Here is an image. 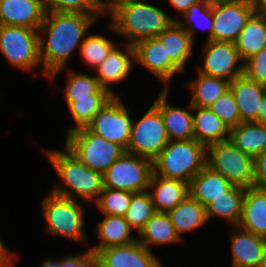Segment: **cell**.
I'll return each instance as SVG.
<instances>
[{
    "label": "cell",
    "instance_id": "cell-1",
    "mask_svg": "<svg viewBox=\"0 0 266 267\" xmlns=\"http://www.w3.org/2000/svg\"><path fill=\"white\" fill-rule=\"evenodd\" d=\"M101 14L61 13L46 10L43 23L38 29L39 56L42 70L54 83L69 58L77 48L80 50L91 26Z\"/></svg>",
    "mask_w": 266,
    "mask_h": 267
},
{
    "label": "cell",
    "instance_id": "cell-2",
    "mask_svg": "<svg viewBox=\"0 0 266 267\" xmlns=\"http://www.w3.org/2000/svg\"><path fill=\"white\" fill-rule=\"evenodd\" d=\"M64 148L43 150L60 180L50 191L86 204L95 203L103 190V175L84 165L66 146Z\"/></svg>",
    "mask_w": 266,
    "mask_h": 267
},
{
    "label": "cell",
    "instance_id": "cell-3",
    "mask_svg": "<svg viewBox=\"0 0 266 267\" xmlns=\"http://www.w3.org/2000/svg\"><path fill=\"white\" fill-rule=\"evenodd\" d=\"M172 21H177V18L148 0H134L119 6L109 15L107 30L134 45L143 39L156 38Z\"/></svg>",
    "mask_w": 266,
    "mask_h": 267
},
{
    "label": "cell",
    "instance_id": "cell-4",
    "mask_svg": "<svg viewBox=\"0 0 266 267\" xmlns=\"http://www.w3.org/2000/svg\"><path fill=\"white\" fill-rule=\"evenodd\" d=\"M207 165V147L195 139L172 140L153 160V173L190 184Z\"/></svg>",
    "mask_w": 266,
    "mask_h": 267
},
{
    "label": "cell",
    "instance_id": "cell-5",
    "mask_svg": "<svg viewBox=\"0 0 266 267\" xmlns=\"http://www.w3.org/2000/svg\"><path fill=\"white\" fill-rule=\"evenodd\" d=\"M40 203L45 218L46 234L62 236L88 246L84 219L86 210L83 202L48 191Z\"/></svg>",
    "mask_w": 266,
    "mask_h": 267
},
{
    "label": "cell",
    "instance_id": "cell-6",
    "mask_svg": "<svg viewBox=\"0 0 266 267\" xmlns=\"http://www.w3.org/2000/svg\"><path fill=\"white\" fill-rule=\"evenodd\" d=\"M64 146L84 165L102 175L126 152L123 146L105 140L91 132L87 127L67 134Z\"/></svg>",
    "mask_w": 266,
    "mask_h": 267
},
{
    "label": "cell",
    "instance_id": "cell-7",
    "mask_svg": "<svg viewBox=\"0 0 266 267\" xmlns=\"http://www.w3.org/2000/svg\"><path fill=\"white\" fill-rule=\"evenodd\" d=\"M0 53L8 63L23 71H33L41 66L38 30L11 25H0Z\"/></svg>",
    "mask_w": 266,
    "mask_h": 267
},
{
    "label": "cell",
    "instance_id": "cell-8",
    "mask_svg": "<svg viewBox=\"0 0 266 267\" xmlns=\"http://www.w3.org/2000/svg\"><path fill=\"white\" fill-rule=\"evenodd\" d=\"M207 166L232 185L243 188L255 186L253 157L243 153L231 140L207 147Z\"/></svg>",
    "mask_w": 266,
    "mask_h": 267
},
{
    "label": "cell",
    "instance_id": "cell-9",
    "mask_svg": "<svg viewBox=\"0 0 266 267\" xmlns=\"http://www.w3.org/2000/svg\"><path fill=\"white\" fill-rule=\"evenodd\" d=\"M153 161L125 152L103 174V187L129 192L148 190Z\"/></svg>",
    "mask_w": 266,
    "mask_h": 267
},
{
    "label": "cell",
    "instance_id": "cell-10",
    "mask_svg": "<svg viewBox=\"0 0 266 267\" xmlns=\"http://www.w3.org/2000/svg\"><path fill=\"white\" fill-rule=\"evenodd\" d=\"M169 142L159 109L152 104L137 121L133 120L126 152L153 161Z\"/></svg>",
    "mask_w": 266,
    "mask_h": 267
},
{
    "label": "cell",
    "instance_id": "cell-11",
    "mask_svg": "<svg viewBox=\"0 0 266 267\" xmlns=\"http://www.w3.org/2000/svg\"><path fill=\"white\" fill-rule=\"evenodd\" d=\"M120 96H112L94 116L87 128L94 134L127 149L133 117Z\"/></svg>",
    "mask_w": 266,
    "mask_h": 267
},
{
    "label": "cell",
    "instance_id": "cell-12",
    "mask_svg": "<svg viewBox=\"0 0 266 267\" xmlns=\"http://www.w3.org/2000/svg\"><path fill=\"white\" fill-rule=\"evenodd\" d=\"M256 10L257 0H212V40L234 43Z\"/></svg>",
    "mask_w": 266,
    "mask_h": 267
},
{
    "label": "cell",
    "instance_id": "cell-13",
    "mask_svg": "<svg viewBox=\"0 0 266 267\" xmlns=\"http://www.w3.org/2000/svg\"><path fill=\"white\" fill-rule=\"evenodd\" d=\"M203 65L197 66L196 71L208 76L232 82L244 74V62L233 42L205 41L201 49Z\"/></svg>",
    "mask_w": 266,
    "mask_h": 267
},
{
    "label": "cell",
    "instance_id": "cell-14",
    "mask_svg": "<svg viewBox=\"0 0 266 267\" xmlns=\"http://www.w3.org/2000/svg\"><path fill=\"white\" fill-rule=\"evenodd\" d=\"M135 64H140L163 83V89H171V81L182 73L166 58L164 46L157 38H147L133 45Z\"/></svg>",
    "mask_w": 266,
    "mask_h": 267
},
{
    "label": "cell",
    "instance_id": "cell-15",
    "mask_svg": "<svg viewBox=\"0 0 266 267\" xmlns=\"http://www.w3.org/2000/svg\"><path fill=\"white\" fill-rule=\"evenodd\" d=\"M94 258L101 267H164L152 250L138 241L100 249Z\"/></svg>",
    "mask_w": 266,
    "mask_h": 267
},
{
    "label": "cell",
    "instance_id": "cell-16",
    "mask_svg": "<svg viewBox=\"0 0 266 267\" xmlns=\"http://www.w3.org/2000/svg\"><path fill=\"white\" fill-rule=\"evenodd\" d=\"M123 44H120V46L116 44L108 57L95 70V73H97L95 77L98 79L99 85L111 96L121 97V95L116 94L112 85L121 84L125 81L133 70L132 67L135 63L133 45L126 42Z\"/></svg>",
    "mask_w": 266,
    "mask_h": 267
},
{
    "label": "cell",
    "instance_id": "cell-17",
    "mask_svg": "<svg viewBox=\"0 0 266 267\" xmlns=\"http://www.w3.org/2000/svg\"><path fill=\"white\" fill-rule=\"evenodd\" d=\"M170 89L161 88L153 103L160 111L169 141L194 139L193 106L187 108L169 104Z\"/></svg>",
    "mask_w": 266,
    "mask_h": 267
},
{
    "label": "cell",
    "instance_id": "cell-18",
    "mask_svg": "<svg viewBox=\"0 0 266 267\" xmlns=\"http://www.w3.org/2000/svg\"><path fill=\"white\" fill-rule=\"evenodd\" d=\"M229 233L230 267H259L266 250V238L232 226Z\"/></svg>",
    "mask_w": 266,
    "mask_h": 267
},
{
    "label": "cell",
    "instance_id": "cell-19",
    "mask_svg": "<svg viewBox=\"0 0 266 267\" xmlns=\"http://www.w3.org/2000/svg\"><path fill=\"white\" fill-rule=\"evenodd\" d=\"M45 13L44 0H0V25L38 30Z\"/></svg>",
    "mask_w": 266,
    "mask_h": 267
},
{
    "label": "cell",
    "instance_id": "cell-20",
    "mask_svg": "<svg viewBox=\"0 0 266 267\" xmlns=\"http://www.w3.org/2000/svg\"><path fill=\"white\" fill-rule=\"evenodd\" d=\"M156 38L164 46L166 58L183 74L186 73V64L195 50L194 42L187 31L177 21H172Z\"/></svg>",
    "mask_w": 266,
    "mask_h": 267
},
{
    "label": "cell",
    "instance_id": "cell-21",
    "mask_svg": "<svg viewBox=\"0 0 266 267\" xmlns=\"http://www.w3.org/2000/svg\"><path fill=\"white\" fill-rule=\"evenodd\" d=\"M229 88L238 105L241 123L256 121L261 100L266 95V86L242 74L230 83Z\"/></svg>",
    "mask_w": 266,
    "mask_h": 267
},
{
    "label": "cell",
    "instance_id": "cell-22",
    "mask_svg": "<svg viewBox=\"0 0 266 267\" xmlns=\"http://www.w3.org/2000/svg\"><path fill=\"white\" fill-rule=\"evenodd\" d=\"M238 227L266 238V187L245 188Z\"/></svg>",
    "mask_w": 266,
    "mask_h": 267
},
{
    "label": "cell",
    "instance_id": "cell-23",
    "mask_svg": "<svg viewBox=\"0 0 266 267\" xmlns=\"http://www.w3.org/2000/svg\"><path fill=\"white\" fill-rule=\"evenodd\" d=\"M148 192L150 193L155 211L164 213L172 210L190 194L189 183L165 178L154 173L150 180Z\"/></svg>",
    "mask_w": 266,
    "mask_h": 267
},
{
    "label": "cell",
    "instance_id": "cell-24",
    "mask_svg": "<svg viewBox=\"0 0 266 267\" xmlns=\"http://www.w3.org/2000/svg\"><path fill=\"white\" fill-rule=\"evenodd\" d=\"M98 243L88 249L95 255L100 249L125 245L137 241L135 231L123 216L104 215L95 227Z\"/></svg>",
    "mask_w": 266,
    "mask_h": 267
},
{
    "label": "cell",
    "instance_id": "cell-25",
    "mask_svg": "<svg viewBox=\"0 0 266 267\" xmlns=\"http://www.w3.org/2000/svg\"><path fill=\"white\" fill-rule=\"evenodd\" d=\"M194 139L206 147L230 140L231 129L209 107L193 106Z\"/></svg>",
    "mask_w": 266,
    "mask_h": 267
},
{
    "label": "cell",
    "instance_id": "cell-26",
    "mask_svg": "<svg viewBox=\"0 0 266 267\" xmlns=\"http://www.w3.org/2000/svg\"><path fill=\"white\" fill-rule=\"evenodd\" d=\"M232 186L224 176L206 165L192 178L189 184V193L206 208L212 201L223 196Z\"/></svg>",
    "mask_w": 266,
    "mask_h": 267
},
{
    "label": "cell",
    "instance_id": "cell-27",
    "mask_svg": "<svg viewBox=\"0 0 266 267\" xmlns=\"http://www.w3.org/2000/svg\"><path fill=\"white\" fill-rule=\"evenodd\" d=\"M234 43L243 62L266 47V15L257 9Z\"/></svg>",
    "mask_w": 266,
    "mask_h": 267
},
{
    "label": "cell",
    "instance_id": "cell-28",
    "mask_svg": "<svg viewBox=\"0 0 266 267\" xmlns=\"http://www.w3.org/2000/svg\"><path fill=\"white\" fill-rule=\"evenodd\" d=\"M167 214L181 240L183 239V233L198 230V228L209 223L206 208L190 194Z\"/></svg>",
    "mask_w": 266,
    "mask_h": 267
},
{
    "label": "cell",
    "instance_id": "cell-29",
    "mask_svg": "<svg viewBox=\"0 0 266 267\" xmlns=\"http://www.w3.org/2000/svg\"><path fill=\"white\" fill-rule=\"evenodd\" d=\"M137 235L139 236L137 241L149 250H152V246H165L182 242L169 215L164 212H156Z\"/></svg>",
    "mask_w": 266,
    "mask_h": 267
},
{
    "label": "cell",
    "instance_id": "cell-30",
    "mask_svg": "<svg viewBox=\"0 0 266 267\" xmlns=\"http://www.w3.org/2000/svg\"><path fill=\"white\" fill-rule=\"evenodd\" d=\"M245 196V188L233 185L223 196L215 199L206 207V216L209 220L220 218L237 226L242 213V204Z\"/></svg>",
    "mask_w": 266,
    "mask_h": 267
},
{
    "label": "cell",
    "instance_id": "cell-31",
    "mask_svg": "<svg viewBox=\"0 0 266 267\" xmlns=\"http://www.w3.org/2000/svg\"><path fill=\"white\" fill-rule=\"evenodd\" d=\"M230 140L243 153L253 158L266 150V126L258 122H242L231 128Z\"/></svg>",
    "mask_w": 266,
    "mask_h": 267
},
{
    "label": "cell",
    "instance_id": "cell-32",
    "mask_svg": "<svg viewBox=\"0 0 266 267\" xmlns=\"http://www.w3.org/2000/svg\"><path fill=\"white\" fill-rule=\"evenodd\" d=\"M230 82L197 72V77L187 83L191 93L190 104L195 107H209L225 91L229 89Z\"/></svg>",
    "mask_w": 266,
    "mask_h": 267
},
{
    "label": "cell",
    "instance_id": "cell-33",
    "mask_svg": "<svg viewBox=\"0 0 266 267\" xmlns=\"http://www.w3.org/2000/svg\"><path fill=\"white\" fill-rule=\"evenodd\" d=\"M65 78L66 82L63 94L67 106L77 99L91 98V95H110L99 85L95 75H90L85 72L81 73L69 68Z\"/></svg>",
    "mask_w": 266,
    "mask_h": 267
},
{
    "label": "cell",
    "instance_id": "cell-34",
    "mask_svg": "<svg viewBox=\"0 0 266 267\" xmlns=\"http://www.w3.org/2000/svg\"><path fill=\"white\" fill-rule=\"evenodd\" d=\"M182 20L177 19V22L187 31L191 36L193 42L195 41L196 26L203 31L207 30L206 41L212 40L213 34V15H212V0H201L193 4L183 15ZM205 29V30H204Z\"/></svg>",
    "mask_w": 266,
    "mask_h": 267
},
{
    "label": "cell",
    "instance_id": "cell-35",
    "mask_svg": "<svg viewBox=\"0 0 266 267\" xmlns=\"http://www.w3.org/2000/svg\"><path fill=\"white\" fill-rule=\"evenodd\" d=\"M111 97V95H91V98L72 101L67 107L75 126H70L66 130V135L74 130L87 127Z\"/></svg>",
    "mask_w": 266,
    "mask_h": 267
},
{
    "label": "cell",
    "instance_id": "cell-36",
    "mask_svg": "<svg viewBox=\"0 0 266 267\" xmlns=\"http://www.w3.org/2000/svg\"><path fill=\"white\" fill-rule=\"evenodd\" d=\"M116 43L102 34L86 35L80 47L79 57L90 70L95 71L97 67L108 57L109 53L116 46Z\"/></svg>",
    "mask_w": 266,
    "mask_h": 267
},
{
    "label": "cell",
    "instance_id": "cell-37",
    "mask_svg": "<svg viewBox=\"0 0 266 267\" xmlns=\"http://www.w3.org/2000/svg\"><path fill=\"white\" fill-rule=\"evenodd\" d=\"M155 213L150 193L146 190L132 194L130 205L124 217L130 227L138 234Z\"/></svg>",
    "mask_w": 266,
    "mask_h": 267
},
{
    "label": "cell",
    "instance_id": "cell-38",
    "mask_svg": "<svg viewBox=\"0 0 266 267\" xmlns=\"http://www.w3.org/2000/svg\"><path fill=\"white\" fill-rule=\"evenodd\" d=\"M132 192L103 187L97 201L93 204L102 215L125 216L131 202Z\"/></svg>",
    "mask_w": 266,
    "mask_h": 267
},
{
    "label": "cell",
    "instance_id": "cell-39",
    "mask_svg": "<svg viewBox=\"0 0 266 267\" xmlns=\"http://www.w3.org/2000/svg\"><path fill=\"white\" fill-rule=\"evenodd\" d=\"M209 109L227 124L230 129L241 123L238 105L230 88L213 102Z\"/></svg>",
    "mask_w": 266,
    "mask_h": 267
},
{
    "label": "cell",
    "instance_id": "cell-40",
    "mask_svg": "<svg viewBox=\"0 0 266 267\" xmlns=\"http://www.w3.org/2000/svg\"><path fill=\"white\" fill-rule=\"evenodd\" d=\"M46 10L61 13L100 14L96 0H44Z\"/></svg>",
    "mask_w": 266,
    "mask_h": 267
},
{
    "label": "cell",
    "instance_id": "cell-41",
    "mask_svg": "<svg viewBox=\"0 0 266 267\" xmlns=\"http://www.w3.org/2000/svg\"><path fill=\"white\" fill-rule=\"evenodd\" d=\"M244 74L256 83L266 86V47L244 62Z\"/></svg>",
    "mask_w": 266,
    "mask_h": 267
},
{
    "label": "cell",
    "instance_id": "cell-42",
    "mask_svg": "<svg viewBox=\"0 0 266 267\" xmlns=\"http://www.w3.org/2000/svg\"><path fill=\"white\" fill-rule=\"evenodd\" d=\"M73 254L61 258L60 267H92L95 258L89 249L81 254Z\"/></svg>",
    "mask_w": 266,
    "mask_h": 267
},
{
    "label": "cell",
    "instance_id": "cell-43",
    "mask_svg": "<svg viewBox=\"0 0 266 267\" xmlns=\"http://www.w3.org/2000/svg\"><path fill=\"white\" fill-rule=\"evenodd\" d=\"M254 181L257 187H266V150L253 158Z\"/></svg>",
    "mask_w": 266,
    "mask_h": 267
},
{
    "label": "cell",
    "instance_id": "cell-44",
    "mask_svg": "<svg viewBox=\"0 0 266 267\" xmlns=\"http://www.w3.org/2000/svg\"><path fill=\"white\" fill-rule=\"evenodd\" d=\"M134 0H96L101 16L110 15L119 6ZM108 11V12H107Z\"/></svg>",
    "mask_w": 266,
    "mask_h": 267
},
{
    "label": "cell",
    "instance_id": "cell-45",
    "mask_svg": "<svg viewBox=\"0 0 266 267\" xmlns=\"http://www.w3.org/2000/svg\"><path fill=\"white\" fill-rule=\"evenodd\" d=\"M16 257V253L6 247L0 237V267H14Z\"/></svg>",
    "mask_w": 266,
    "mask_h": 267
},
{
    "label": "cell",
    "instance_id": "cell-46",
    "mask_svg": "<svg viewBox=\"0 0 266 267\" xmlns=\"http://www.w3.org/2000/svg\"><path fill=\"white\" fill-rule=\"evenodd\" d=\"M170 6L177 11L179 15H183L193 4L201 0H167Z\"/></svg>",
    "mask_w": 266,
    "mask_h": 267
},
{
    "label": "cell",
    "instance_id": "cell-47",
    "mask_svg": "<svg viewBox=\"0 0 266 267\" xmlns=\"http://www.w3.org/2000/svg\"><path fill=\"white\" fill-rule=\"evenodd\" d=\"M255 122L262 123L266 126V95L261 100V107L258 110V117Z\"/></svg>",
    "mask_w": 266,
    "mask_h": 267
},
{
    "label": "cell",
    "instance_id": "cell-48",
    "mask_svg": "<svg viewBox=\"0 0 266 267\" xmlns=\"http://www.w3.org/2000/svg\"><path fill=\"white\" fill-rule=\"evenodd\" d=\"M44 262L38 267H60V259L45 258Z\"/></svg>",
    "mask_w": 266,
    "mask_h": 267
},
{
    "label": "cell",
    "instance_id": "cell-49",
    "mask_svg": "<svg viewBox=\"0 0 266 267\" xmlns=\"http://www.w3.org/2000/svg\"><path fill=\"white\" fill-rule=\"evenodd\" d=\"M257 9L266 15V0H257Z\"/></svg>",
    "mask_w": 266,
    "mask_h": 267
},
{
    "label": "cell",
    "instance_id": "cell-50",
    "mask_svg": "<svg viewBox=\"0 0 266 267\" xmlns=\"http://www.w3.org/2000/svg\"><path fill=\"white\" fill-rule=\"evenodd\" d=\"M259 267H266V250L264 252L263 258L260 261Z\"/></svg>",
    "mask_w": 266,
    "mask_h": 267
},
{
    "label": "cell",
    "instance_id": "cell-51",
    "mask_svg": "<svg viewBox=\"0 0 266 267\" xmlns=\"http://www.w3.org/2000/svg\"><path fill=\"white\" fill-rule=\"evenodd\" d=\"M92 267H101V266L94 260Z\"/></svg>",
    "mask_w": 266,
    "mask_h": 267
}]
</instances>
